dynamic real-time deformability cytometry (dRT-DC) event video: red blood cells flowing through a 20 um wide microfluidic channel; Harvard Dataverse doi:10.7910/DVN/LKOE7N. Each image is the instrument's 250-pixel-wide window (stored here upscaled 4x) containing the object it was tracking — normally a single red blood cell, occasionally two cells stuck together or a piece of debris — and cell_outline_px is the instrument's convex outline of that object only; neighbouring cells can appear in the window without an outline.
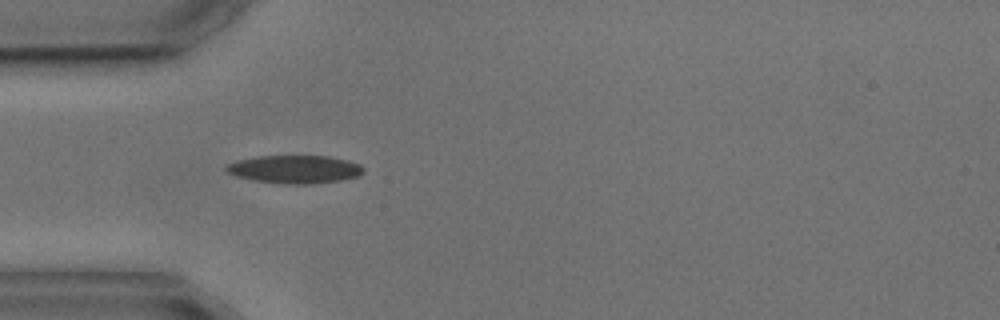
{"species": "common noctule bat (a hibernating species)", "species_latin": "Nyctalus noctula", "temperature_condition": "cold", "stored_images_in_passage": 1, "camera_frame_rate_fps": 3000, "um_per_image_px": 0.085, "animal": {"sex": "male", "body_mass_g": 17.9, "forearm_length_mm": 54.2}, "frame": {"image": 1, "passage_image": 1, "time_ms": 0.0, "image_size_px": [1000, 320], "cell_outline_px": [[364, 172], [356, 176], [340, 180], [312, 184], [280, 184], [252, 180], [236, 176], [228, 172], [224, 168], [228, 164], [236, 160], [256, 156], [328, 156], [348, 160], [360, 164], [364, 168]], "centroid_in_image_um": [25.04, 14.39], "position_along_channel_um": 60.0, "area_um2": 22.54}}